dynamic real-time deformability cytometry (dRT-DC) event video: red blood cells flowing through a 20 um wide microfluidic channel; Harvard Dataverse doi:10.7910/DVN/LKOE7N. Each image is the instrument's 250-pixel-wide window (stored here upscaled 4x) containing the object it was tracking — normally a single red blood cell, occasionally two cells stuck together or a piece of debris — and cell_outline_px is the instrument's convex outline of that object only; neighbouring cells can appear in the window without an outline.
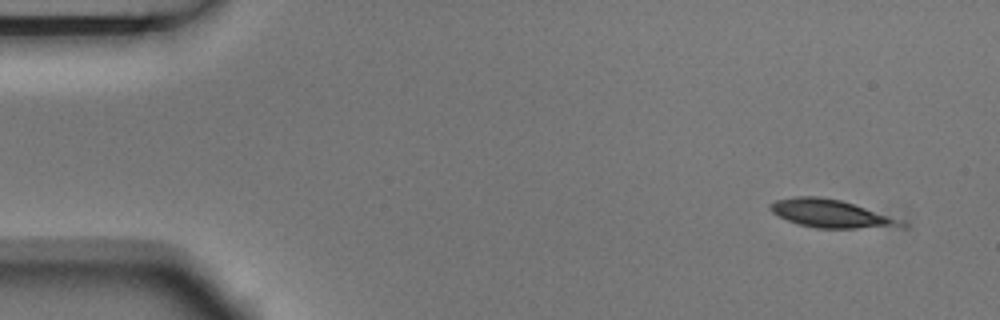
{"species": "Egyptian fruit bat (a non-hibernating species)", "species_latin": "Rousettus aegyptiacus", "temperature_condition": "room temperature", "stored_images_in_passage": 5, "camera_frame_rate_fps": 3000, "um_per_image_px": 0.085, "animal": {"sex": "male"}, "frame": {"image": 1, "passage_image": 2, "time_ms": 0.333, "image_size_px": [1000, 320], "cell_outline_px": [[908, 228], [816, 228], [800, 224], [788, 220], [772, 212], [768, 208], [768, 204], [776, 200], [796, 196], [820, 196], [840, 200], [904, 220], [908, 224]], "centroid_in_image_um": [70.71, 18.17], "position_along_channel_um": 14.3, "area_um2": 21.56}}